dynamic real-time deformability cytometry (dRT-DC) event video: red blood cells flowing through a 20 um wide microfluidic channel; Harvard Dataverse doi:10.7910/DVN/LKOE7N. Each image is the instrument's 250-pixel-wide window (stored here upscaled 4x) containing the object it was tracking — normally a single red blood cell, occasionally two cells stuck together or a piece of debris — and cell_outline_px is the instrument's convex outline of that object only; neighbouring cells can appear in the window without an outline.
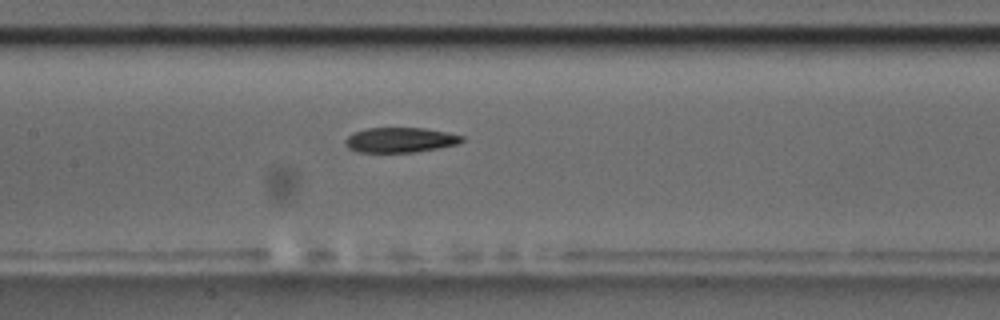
{"species": "common noctule bat (a hibernating species)", "species_latin": "Nyctalus noctula", "temperature_condition": "room temperature", "stored_images_in_passage": 8, "camera_frame_rate_fps": 3000, "um_per_image_px": 0.085, "animal": {"sex": "male", "body_mass_g": 17.5, "forearm_length_mm": 52.3}, "frame": {"image": 1, "passage_image": 8, "time_ms": 9.0, "image_size_px": [1000, 320], "cell_outline_px": [[464, 140], [456, 144], [440, 148], [412, 152], [360, 152], [348, 148], [344, 144], [344, 140], [352, 132], [368, 128], [424, 128], [464, 136]], "centroid_in_image_um": [33.98, 11.89], "position_along_channel_um": 173.4, "area_um2": 16.94}}